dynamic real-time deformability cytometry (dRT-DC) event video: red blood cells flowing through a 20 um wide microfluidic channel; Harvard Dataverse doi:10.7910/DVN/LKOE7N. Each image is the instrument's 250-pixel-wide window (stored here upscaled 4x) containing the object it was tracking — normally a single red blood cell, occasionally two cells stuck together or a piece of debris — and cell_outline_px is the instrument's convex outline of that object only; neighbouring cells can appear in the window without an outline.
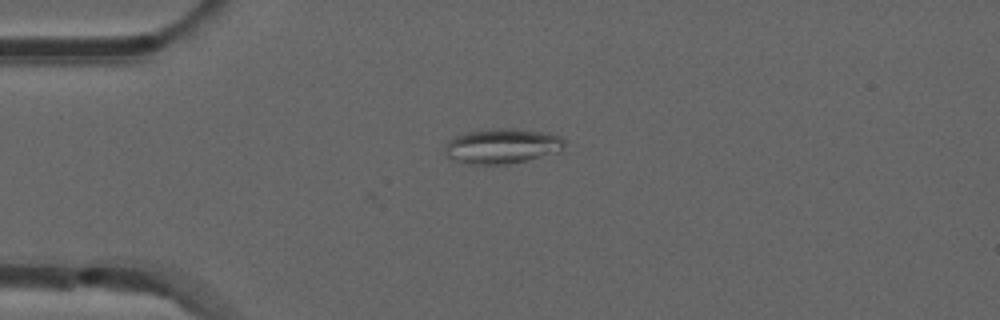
{"species": "common noctule bat (a hibernating species)", "species_latin": "Nyctalus noctula", "temperature_condition": "room temperature", "stored_images_in_passage": 41, "camera_frame_rate_fps": 3000, "um_per_image_px": 0.085, "animal": {"sex": "male", "forearm_length_mm": 52.5}, "frame": {"image": 1, "passage_image": 1, "time_ms": 0.0, "image_size_px": [1000, 320], "cell_outline_px": [[564, 144], [560, 152], [528, 160], [508, 164], [464, 164], [448, 156], [444, 152], [444, 148], [448, 140], [456, 136], [468, 132], [488, 128], [512, 128], [544, 132], [560, 136], [564, 140]], "centroid_in_image_um": [42.68, 12.41], "position_along_channel_um": 42.3, "area_um2": 24.57}}
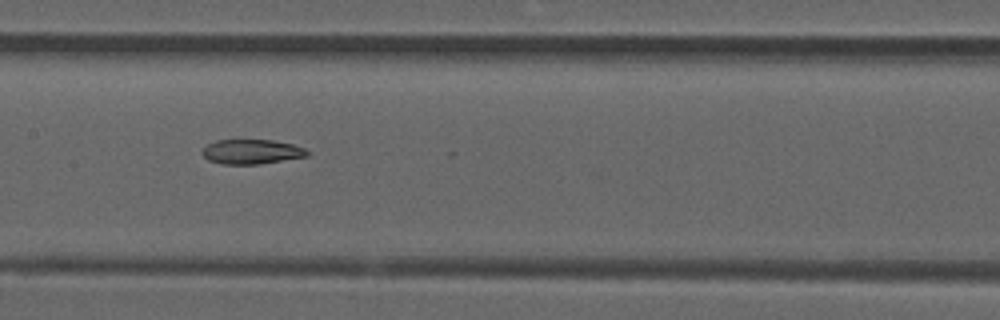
{"frame": {"image": 2, "passage_image": 14, "time_ms": 4.333, "image_size_px": [1000, 320], "cell_outline_px": [[308, 156], [260, 164], [220, 164], [208, 160], [200, 152], [208, 144], [216, 140], [272, 140], [292, 144], [304, 148], [308, 152]], "centroid_in_image_um": [21.36, 12.9], "position_along_channel_um": 186.0, "area_um2": 15.03}}
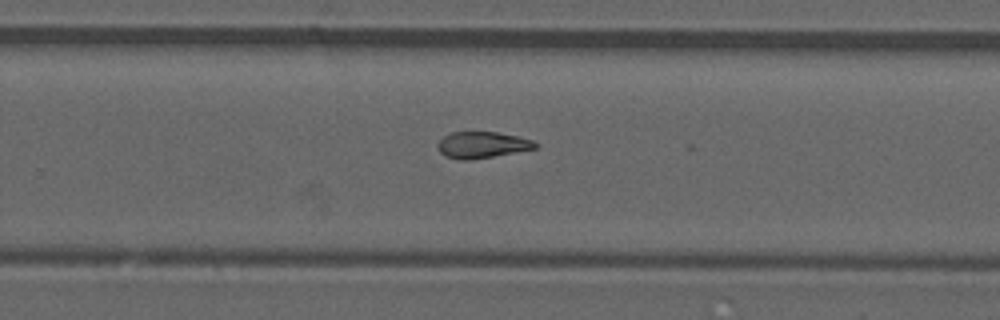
{"frame": {"image": 3, "passage_image": 22, "time_ms": 7.0, "image_size_px": [1000, 320], "cell_outline_px": [[536, 148], [472, 160], [460, 160], [444, 156], [440, 152], [436, 144], [444, 136], [452, 132], [496, 132], [516, 136], [532, 140], [536, 144]], "centroid_in_image_um": [40.92, 12.32], "position_along_channel_um": 288.9, "area_um2": 14.85}}